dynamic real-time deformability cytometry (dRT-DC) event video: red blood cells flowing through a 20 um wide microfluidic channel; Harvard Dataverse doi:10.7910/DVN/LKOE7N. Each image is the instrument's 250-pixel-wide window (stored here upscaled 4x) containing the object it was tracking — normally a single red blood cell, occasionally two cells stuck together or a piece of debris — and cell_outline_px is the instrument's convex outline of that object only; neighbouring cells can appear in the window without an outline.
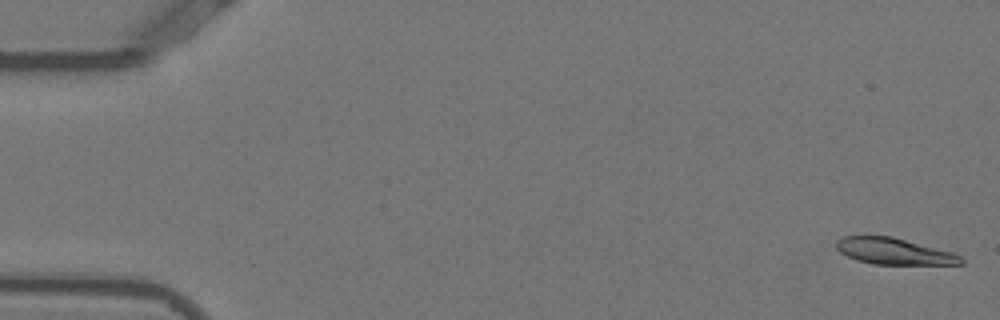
{"species": "Egyptian fruit bat (a non-hibernating species)", "species_latin": "Rousettus aegyptiacus", "temperature_condition": "warm", "stored_images_in_passage": 11, "camera_frame_rate_fps": 3000, "um_per_image_px": 0.085, "animal": {"sex": "female"}, "frame": {"image": 1, "passage_image": 1, "time_ms": 0.0, "image_size_px": [1000, 320], "cell_outline_px": [[964, 264], [872, 264], [856, 260], [840, 252], [836, 248], [836, 240], [844, 236], [892, 236], [952, 252], [960, 256], [964, 260]], "centroid_in_image_um": [75.97, 21.36], "position_along_channel_um": 9.0, "area_um2": 19.07}}